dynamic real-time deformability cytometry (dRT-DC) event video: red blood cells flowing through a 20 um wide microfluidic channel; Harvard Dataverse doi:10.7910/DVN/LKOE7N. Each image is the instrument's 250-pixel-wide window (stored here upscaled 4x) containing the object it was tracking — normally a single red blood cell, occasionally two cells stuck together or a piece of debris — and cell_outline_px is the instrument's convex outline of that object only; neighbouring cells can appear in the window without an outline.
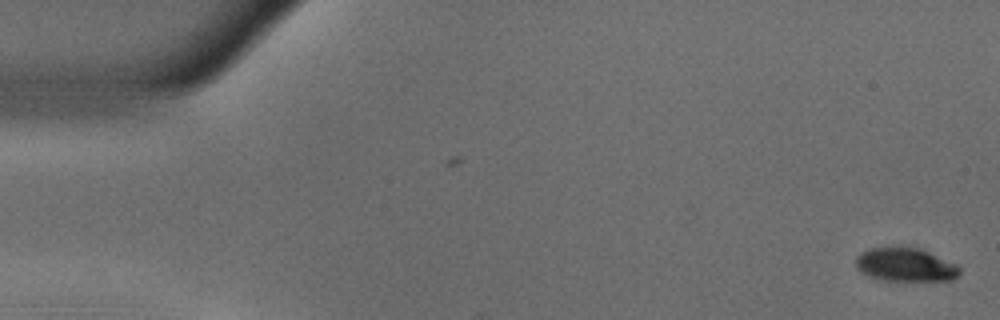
{"species": "common noctule bat (a hibernating species)", "species_latin": "Nyctalus noctula", "temperature_condition": "warm", "stored_images_in_passage": 16, "camera_frame_rate_fps": 3000, "um_per_image_px": 0.085, "animal": {"sex": "male", "body_mass_g": 18.8}, "frame": {"image": 1, "passage_image": 1, "time_ms": 0.0, "image_size_px": [1000, 320], "cell_outline_px": [[960, 272], [952, 280], [884, 280], [868, 276], [860, 272], [856, 268], [856, 256], [860, 252], [868, 248], [920, 248], [956, 264], [960, 268]], "centroid_in_image_um": [76.92, 22.51], "position_along_channel_um": 8.1, "area_um2": 20.06}}
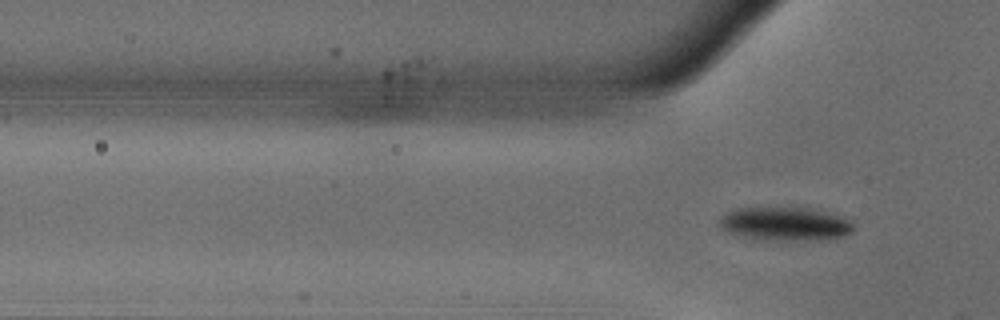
{"frame": {"image": 2, "passage_image": 16, "time_ms": 5.0, "image_size_px": [1000, 320], "cell_outline_px": [[852, 232], [844, 236], [828, 240], [788, 240], [736, 236], [728, 232], [720, 224], [720, 220], [728, 212], [736, 208], [812, 208], [840, 216], [848, 220], [852, 224]], "centroid_in_image_um": [66.79, 19.03], "position_along_channel_um": 59.0, "area_um2": 25.78}}